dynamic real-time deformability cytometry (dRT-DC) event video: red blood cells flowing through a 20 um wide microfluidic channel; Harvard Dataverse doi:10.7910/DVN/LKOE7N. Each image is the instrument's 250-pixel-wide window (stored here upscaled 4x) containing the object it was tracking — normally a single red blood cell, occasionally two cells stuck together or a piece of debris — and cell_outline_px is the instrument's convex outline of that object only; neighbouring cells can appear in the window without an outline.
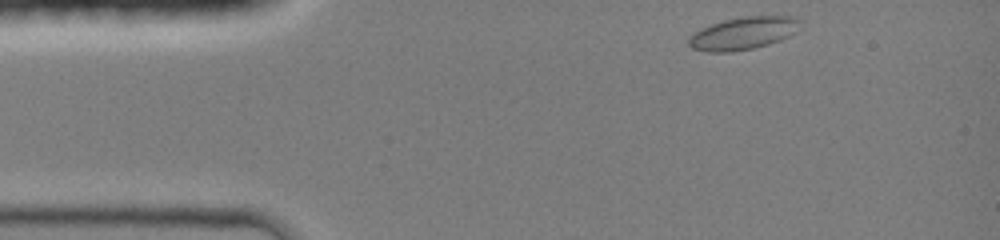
{"species": "common noctule bat (a hibernating species)", "species_latin": "Nyctalus noctula", "temperature_condition": "room temperature", "stored_images_in_passage": 35, "camera_frame_rate_fps": 3000, "um_per_image_px": 0.085, "animal": {"sex": "female", "body_mass_g": 19.0, "forearm_length_mm": 51.5}, "frame": {"image": 1, "passage_image": 1, "time_ms": 0.0, "image_size_px": [1000, 240], "cell_outline_px": [[800, 20], [796, 32], [780, 40], [768, 44], [752, 48], [732, 52], [708, 52], [692, 48], [688, 44], [688, 36], [700, 28], [724, 20], [744, 16], [796, 16]], "centroid_in_image_um": [63.14, 2.82], "position_along_channel_um": 21.9, "area_um2": 21.15}}
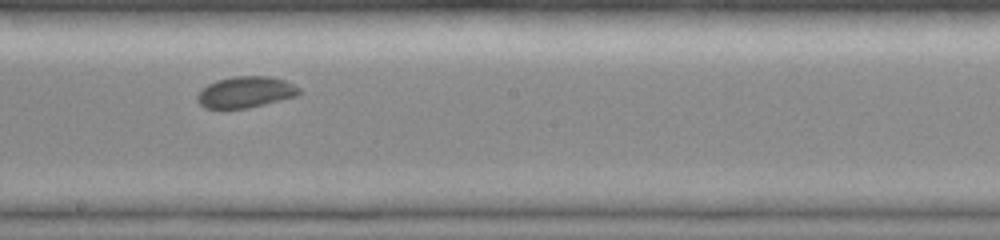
{"frame": {"image": 2, "passage_image": 20, "time_ms": 6.333, "image_size_px": [1000, 240], "cell_outline_px": [[300, 92], [296, 96], [248, 108], [204, 108], [196, 100], [196, 96], [208, 84], [216, 80], [236, 76], [268, 76], [284, 80], [300, 88]], "centroid_in_image_um": [20.86, 7.83], "position_along_channel_um": 227.3, "area_um2": 18.32}}
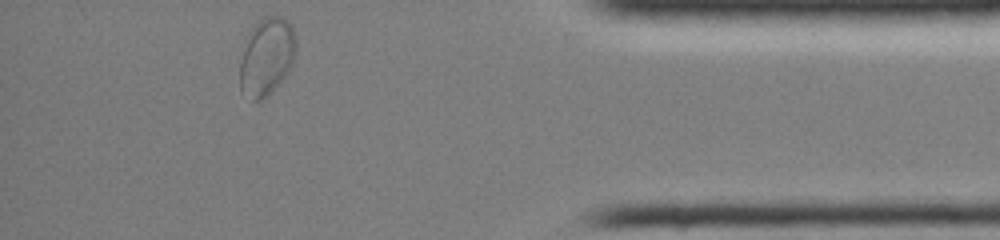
{"frame": {"image": 3, "passage_image": 35, "time_ms": 11.333, "image_size_px": [1000, 240], "cell_outline_px": [[296, 52], [292, 64], [284, 76], [260, 100], [252, 100], [240, 92], [240, 64], [252, 28], [264, 16], [284, 16], [292, 24], [296, 36]], "centroid_in_image_um": [22.7, 4.77], "position_along_channel_um": 412.5, "area_um2": 24.85}, "authors_computed_cell_mechanics": {"area_um2": 19.074, "velocity_mm_per_s": 4.2231, "shape_relaxation_time_tau1_ms": 5.0352, "shape_relaxation_time_tau2_ms": null, "deformation_change_tau1": 0.0796, "deformation_change_tau2": null}}